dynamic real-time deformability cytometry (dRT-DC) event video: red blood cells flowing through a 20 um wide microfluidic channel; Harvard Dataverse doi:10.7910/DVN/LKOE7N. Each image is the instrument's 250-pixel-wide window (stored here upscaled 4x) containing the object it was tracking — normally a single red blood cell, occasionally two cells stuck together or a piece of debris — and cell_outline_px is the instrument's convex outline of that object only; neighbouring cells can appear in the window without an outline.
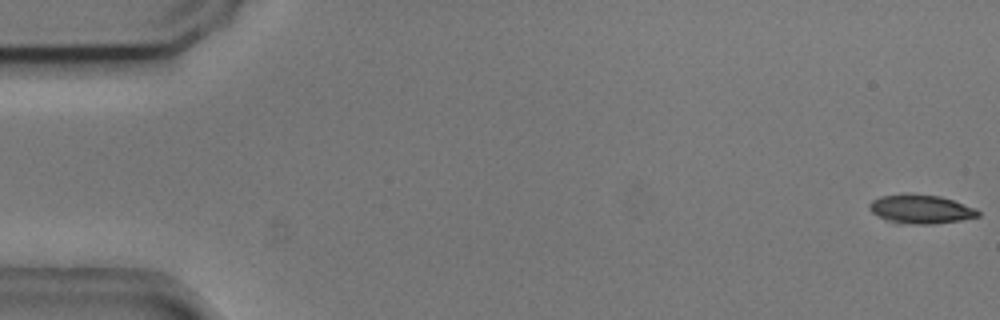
{"species": "common noctule bat (a hibernating species)", "species_latin": "Nyctalus noctula", "temperature_condition": "cold", "stored_images_in_passage": 55, "camera_frame_rate_fps": 3000, "um_per_image_px": 0.085, "animal": {"sex": "male", "body_mass_g": 20.5, "forearm_length_mm": 52.5}, "frame": {"image": 1, "passage_image": 1, "time_ms": 0.0, "image_size_px": [1000, 320], "cell_outline_px": [[980, 216], [960, 220], [932, 224], [900, 224], [888, 220], [872, 212], [868, 208], [868, 204], [872, 200], [880, 196], [940, 196], [976, 208], [980, 212]], "centroid_in_image_um": [78.29, 17.82], "position_along_channel_um": 6.7, "area_um2": 17.63}}
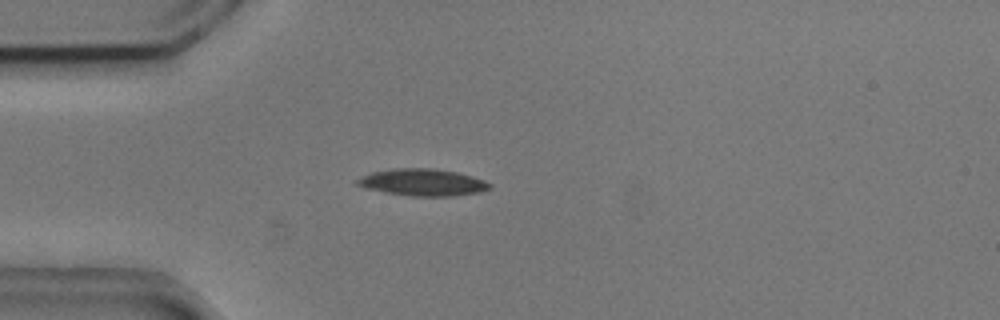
{"frame": {"image": 2, "passage_image": 15, "time_ms": 4.667, "image_size_px": [1000, 320], "cell_outline_px": [[492, 188], [480, 192], [452, 196], [412, 196], [364, 188], [356, 184], [356, 180], [372, 172], [392, 168], [432, 168], [456, 172], [472, 176], [484, 180], [492, 184]], "centroid_in_image_um": [35.96, 15.5], "position_along_channel_um": 49.0, "area_um2": 20.69}}
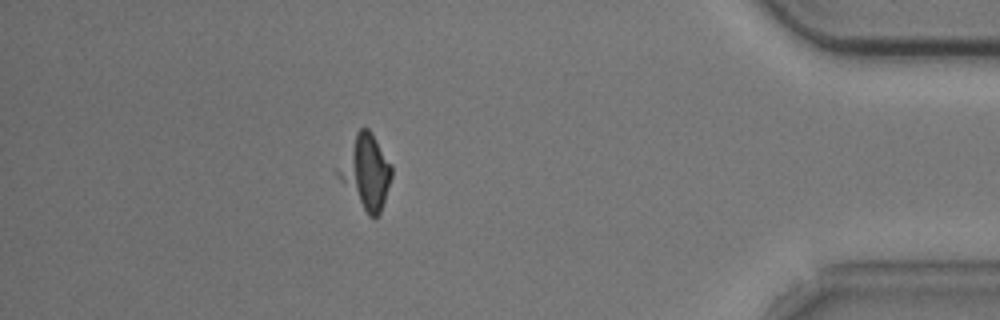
{"frame": {"image": 3, "passage_image": 48, "time_ms": 15.667, "image_size_px": [1000, 320], "cell_outline_px": [[392, 176], [380, 212], [376, 216], [368, 216], [340, 180], [336, 172], [336, 168], [356, 132], [360, 128], [368, 128], [372, 132], [392, 164]], "centroid_in_image_um": [31.1, 14.58], "position_along_channel_um": 404.1, "area_um2": 22.66}, "authors_computed_cell_mechanics": {"area_um2": 17.918, "velocity_mm_per_s": 3.6888, "shape_relaxation_time_tau1_ms": 0.4495, "shape_relaxation_time_tau2_ms": null, "deformation_change_tau1": 0.2201, "deformation_change_tau2": null}}